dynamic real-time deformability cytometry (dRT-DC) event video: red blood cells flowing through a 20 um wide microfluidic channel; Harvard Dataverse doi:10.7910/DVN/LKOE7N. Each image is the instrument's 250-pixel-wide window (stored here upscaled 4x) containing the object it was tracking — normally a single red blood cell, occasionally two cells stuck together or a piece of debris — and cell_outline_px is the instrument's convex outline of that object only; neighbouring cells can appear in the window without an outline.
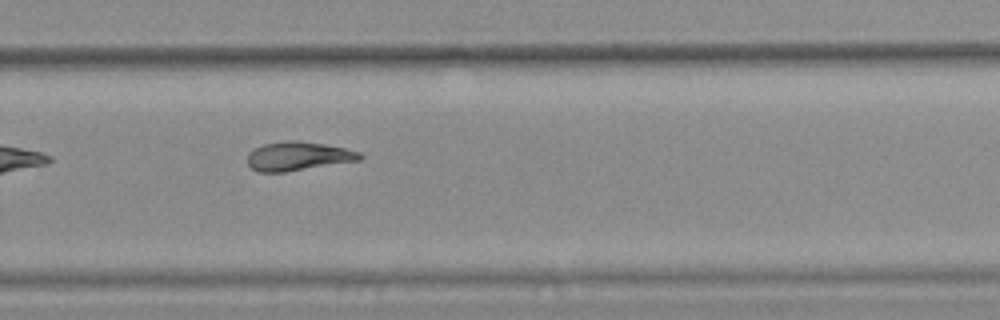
{"species": "common noctule bat (a hibernating species)", "species_latin": "Nyctalus noctula", "temperature_condition": "warm", "stored_images_in_passage": 11, "camera_frame_rate_fps": 3000, "um_per_image_px": 0.085, "animal": {"sex": "female", "body_mass_g": 25.1}, "frame": {"image": 1, "passage_image": 10, "time_ms": 3.0, "image_size_px": [1000, 320], "cell_outline_px": [[364, 156], [360, 160], [284, 172], [260, 172], [252, 168], [248, 164], [248, 152], [264, 144], [292, 140], [296, 140], [324, 144], [344, 148], [360, 152]], "centroid_in_image_um": [25.35, 13.27], "position_along_channel_um": 304.5, "area_um2": 18.67}}
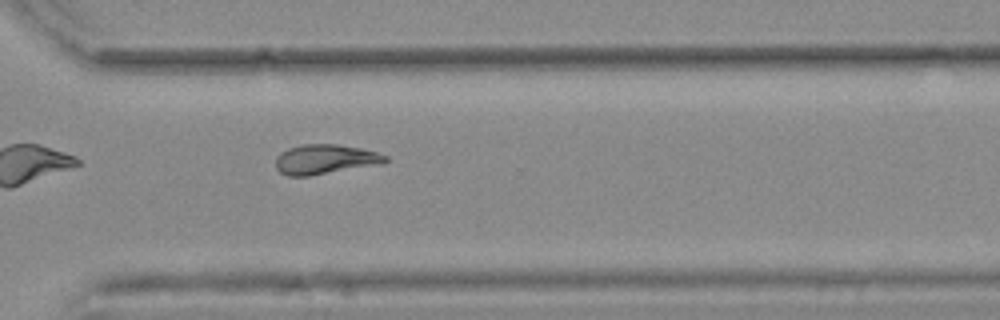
{"frame": {"image": 2, "passage_image": 11, "time_ms": 3.333, "image_size_px": [1000, 320], "cell_outline_px": [[388, 160], [380, 164], [308, 176], [288, 176], [280, 172], [276, 168], [276, 156], [280, 152], [288, 148], [304, 144], [336, 144], [360, 148], [376, 152], [388, 156]], "centroid_in_image_um": [27.6, 13.54], "position_along_channel_um": 343.0, "area_um2": 18.9}}